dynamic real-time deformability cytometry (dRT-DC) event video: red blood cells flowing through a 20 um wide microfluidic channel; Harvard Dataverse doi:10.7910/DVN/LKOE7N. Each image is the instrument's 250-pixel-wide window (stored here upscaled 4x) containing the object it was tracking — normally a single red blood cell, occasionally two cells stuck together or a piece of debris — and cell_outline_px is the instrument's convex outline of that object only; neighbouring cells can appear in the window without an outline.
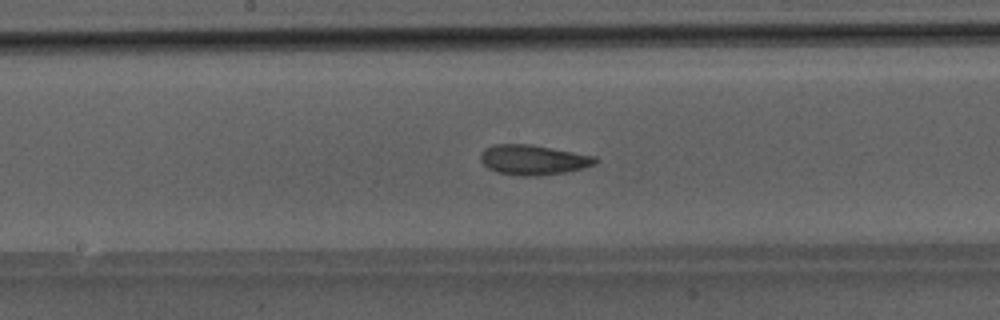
{"species": "Egyptian fruit bat (a non-hibernating species)", "species_latin": "Rousettus aegyptiacus", "temperature_condition": "room temperature", "stored_images_in_passage": 28, "camera_frame_rate_fps": 3000, "um_per_image_px": 0.085, "animal": {"sex": "male"}, "frame": {"image": 1, "passage_image": 13, "time_ms": 4.0, "image_size_px": [1000, 320], "cell_outline_px": [[600, 160], [596, 164], [584, 168], [564, 172], [540, 176], [520, 176], [496, 172], [488, 168], [480, 160], [480, 156], [484, 148], [496, 144], [532, 144], [596, 156]], "centroid_in_image_um": [45.35, 13.59], "position_along_channel_um": 202.9, "area_um2": 20.29}}
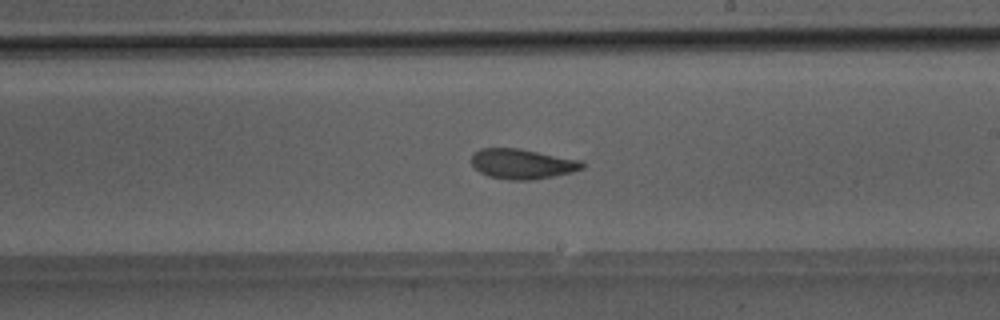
{"frame": {"image": 2, "passage_image": 16, "time_ms": 5.0, "image_size_px": [1000, 320], "cell_outline_px": [[584, 168], [572, 172], [532, 180], [508, 180], [488, 176], [480, 172], [472, 164], [472, 156], [480, 148], [520, 148], [580, 160], [584, 164]], "centroid_in_image_um": [44.39, 13.93], "position_along_channel_um": 244.6, "area_um2": 19.31}}